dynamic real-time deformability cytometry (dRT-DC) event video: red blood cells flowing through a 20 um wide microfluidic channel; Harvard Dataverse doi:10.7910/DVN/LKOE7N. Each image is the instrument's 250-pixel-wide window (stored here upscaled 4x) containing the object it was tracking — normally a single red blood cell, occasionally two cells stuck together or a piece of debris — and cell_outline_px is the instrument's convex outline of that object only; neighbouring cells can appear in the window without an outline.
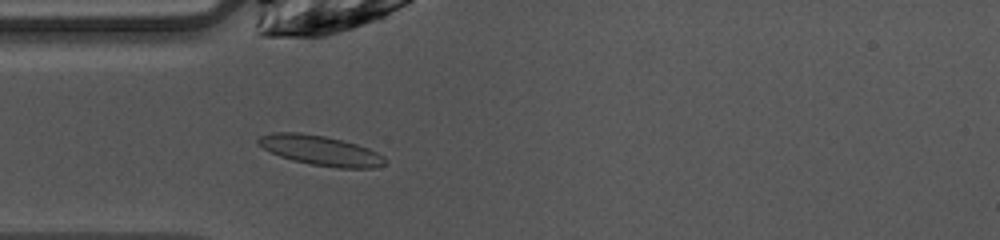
{"species": "common noctule bat (a hibernating species)", "species_latin": "Nyctalus noctula", "temperature_condition": "warm", "stored_images_in_passage": 45, "camera_frame_rate_fps": 3000, "um_per_image_px": 0.085, "animal": {"sex": "female", "body_mass_g": 10.0, "forearm_length_mm": 53.1}, "frame": {"image": 1, "passage_image": 10, "time_ms": 3.0, "image_size_px": [1000, 240], "cell_outline_px": [[388, 160], [384, 164], [376, 168], [336, 168], [312, 164], [292, 160], [280, 156], [256, 144], [256, 140], [260, 136], [272, 132], [300, 132], [324, 136], [344, 140], [368, 148], [384, 156]], "centroid_in_image_um": [27.25, 12.79], "position_along_channel_um": 57.7, "area_um2": 22.14}}
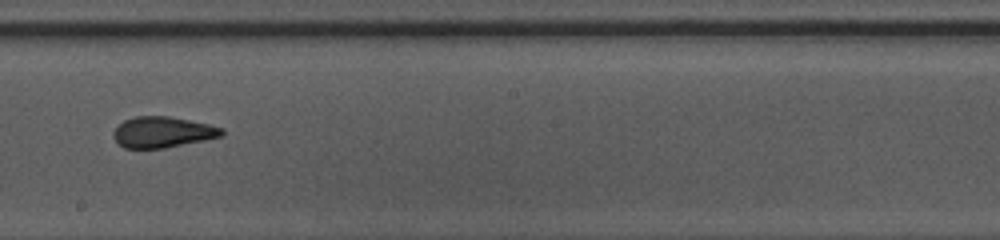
{"frame": {"image": 2, "passage_image": 23, "time_ms": 7.333, "image_size_px": [1000, 240], "cell_outline_px": [[224, 136], [164, 148], [124, 148], [112, 136], [112, 132], [124, 120], [136, 116], [168, 116], [208, 124], [224, 128]], "centroid_in_image_um": [13.83, 11.23], "position_along_channel_um": 234.4, "area_um2": 19.42}}
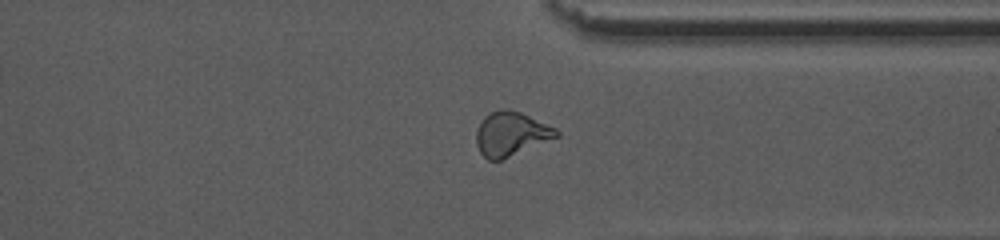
{"frame": {"image": 3, "passage_image": 33, "time_ms": 10.667, "image_size_px": [1000, 240], "cell_outline_px": [[560, 136], [500, 160], [488, 160], [480, 152], [476, 144], [476, 132], [484, 116], [500, 108], [508, 108], [520, 112], [556, 128], [560, 132]], "centroid_in_image_um": [43.43, 11.37], "position_along_channel_um": 368.0, "area_um2": 20.46}, "authors_computed_cell_mechanics": {"area_um2": 20.2878, "velocity_mm_per_s": 4.0675, "shape_relaxation_time_tau1_ms": null, "shape_relaxation_time_tau2_ms": 1.3376, "deformation_change_tau1": null, "deformation_change_tau2": 0.1011}}